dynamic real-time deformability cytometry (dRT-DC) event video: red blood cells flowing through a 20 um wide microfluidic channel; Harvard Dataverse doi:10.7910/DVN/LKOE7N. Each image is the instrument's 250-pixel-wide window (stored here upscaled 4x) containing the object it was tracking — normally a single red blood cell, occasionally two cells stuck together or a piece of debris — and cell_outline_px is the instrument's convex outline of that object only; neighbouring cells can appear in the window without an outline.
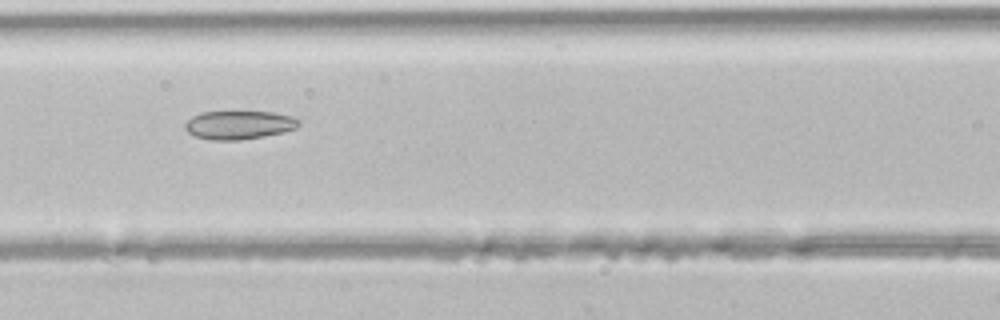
{"species": "common noctule bat (a hibernating species)", "species_latin": "Nyctalus noctula", "temperature_condition": "room temperature", "stored_images_in_passage": 5, "camera_frame_rate_fps": 3000, "um_per_image_px": 0.085, "animal": {"sex": "male", "body_mass_g": 21.5, "forearm_length_mm": 52.0}, "frame": {"image": 1, "passage_image": 5, "time_ms": 1.333, "image_size_px": [1000, 320], "cell_outline_px": [[300, 124], [296, 128], [284, 132], [264, 136], [236, 140], [212, 140], [196, 136], [188, 132], [184, 128], [184, 124], [192, 116], [200, 112], [272, 112], [292, 116], [300, 120]], "centroid_in_image_um": [20.32, 10.62], "position_along_channel_um": 146.3, "area_um2": 18.84}}